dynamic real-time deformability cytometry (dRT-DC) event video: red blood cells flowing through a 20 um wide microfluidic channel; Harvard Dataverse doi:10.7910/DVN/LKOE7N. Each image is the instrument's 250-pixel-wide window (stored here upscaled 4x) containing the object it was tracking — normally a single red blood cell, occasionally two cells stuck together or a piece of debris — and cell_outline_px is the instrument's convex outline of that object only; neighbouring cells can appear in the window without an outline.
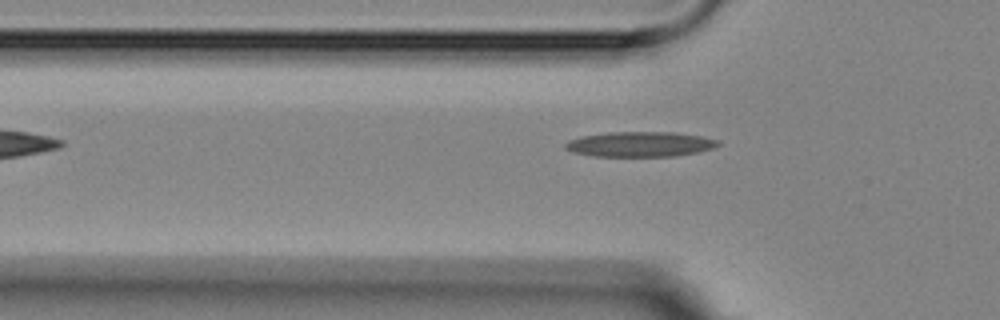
{"species": "Egyptian fruit bat (a non-hibernating species)", "species_latin": "Rousettus aegyptiacus", "temperature_condition": "room temperature", "stored_images_in_passage": 3, "camera_frame_rate_fps": 3000, "um_per_image_px": 0.085, "animal": {"sex": "female"}, "frame": {"image": 1, "passage_image": 3, "time_ms": 2.333, "image_size_px": [1000, 320], "cell_outline_px": [[720, 144], [712, 148], [696, 152], [676, 156], [592, 156], [572, 152], [564, 148], [564, 144], [568, 140], [580, 136], [608, 132], [676, 132], [700, 136], [720, 140]], "centroid_in_image_um": [54.36, 12.25], "position_along_channel_um": 71.4, "area_um2": 22.43}}